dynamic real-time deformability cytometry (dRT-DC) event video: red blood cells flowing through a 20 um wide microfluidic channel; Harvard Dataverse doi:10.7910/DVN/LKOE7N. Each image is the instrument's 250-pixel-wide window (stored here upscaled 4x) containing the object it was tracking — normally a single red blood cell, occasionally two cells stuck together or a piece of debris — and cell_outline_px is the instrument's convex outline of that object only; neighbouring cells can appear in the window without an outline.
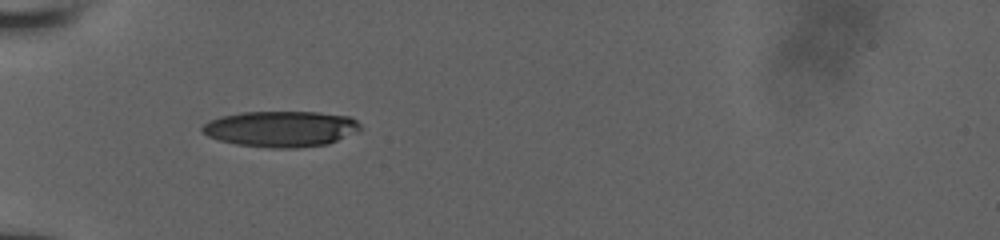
{"species": "human", "species_latin": "Homo sapiens", "temperature_condition": "room temperature", "stored_images_in_passage": 17, "camera_frame_rate_fps": 3000, "um_per_image_px": 0.085, "donor": {"sex": "male"}, "frame": {"image": 1, "passage_image": 1, "time_ms": 0.0, "image_size_px": [1000, 240], "cell_outline_px": [[360, 128], [356, 132], [328, 144], [296, 148], [272, 148], [236, 144], [220, 140], [208, 136], [200, 128], [208, 120], [220, 116], [244, 112], [316, 112], [348, 116], [356, 120], [360, 124]], "centroid_in_image_um": [23.86, 10.95], "position_along_channel_um": 61.1, "area_um2": 32.95}}
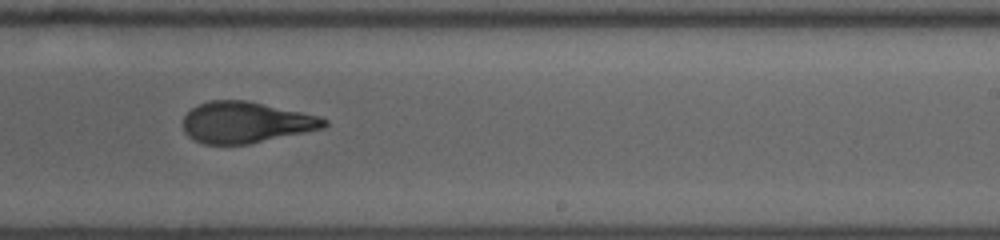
{"frame": {"image": 2, "passage_image": 6, "time_ms": 5.333, "image_size_px": [1000, 240], "cell_outline_px": [[328, 124], [324, 128], [248, 144], [204, 144], [192, 140], [184, 132], [184, 116], [192, 108], [200, 104], [212, 100], [248, 100], [320, 116], [328, 120]], "centroid_in_image_um": [20.9, 10.4], "position_along_channel_um": 268.1, "area_um2": 33.81}}
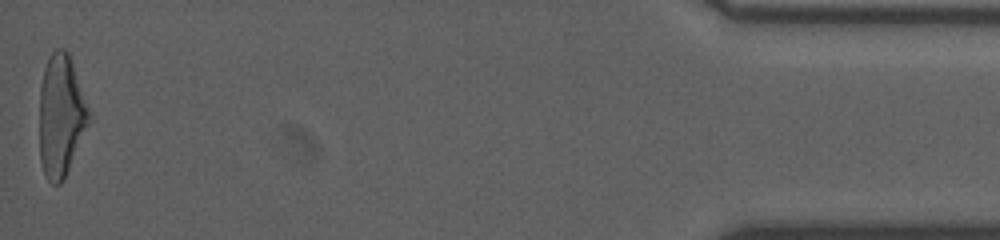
{"frame": {"image": 3, "passage_image": 17, "time_ms": 11.333, "image_size_px": [1000, 240], "cell_outline_px": [[88, 124], [64, 180], [60, 184], [52, 184], [44, 176], [40, 160], [40, 88], [44, 68], [52, 52], [56, 48], [64, 48], [68, 52], [88, 108]], "centroid_in_image_um": [5.15, 9.87], "position_along_channel_um": 430.1, "area_um2": 34.56}}